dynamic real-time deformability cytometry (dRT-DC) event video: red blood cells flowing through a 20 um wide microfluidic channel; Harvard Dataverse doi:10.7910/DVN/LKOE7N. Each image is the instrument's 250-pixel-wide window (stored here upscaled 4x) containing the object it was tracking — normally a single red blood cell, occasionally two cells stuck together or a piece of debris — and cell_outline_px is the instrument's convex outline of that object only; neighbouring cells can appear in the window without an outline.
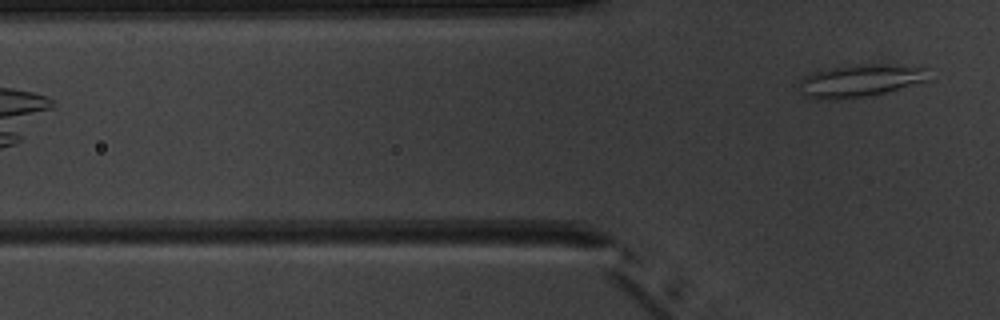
{"species": "common noctule bat (a hibernating species)", "species_latin": "Nyctalus noctula", "temperature_condition": "warm", "stored_images_in_passage": 6, "camera_frame_rate_fps": 3000, "um_per_image_px": 0.085, "animal": {"sex": "male", "body_mass_g": 20.1, "forearm_length_mm": 53.5}, "frame": {"image": 1, "passage_image": 6, "time_ms": 6.667, "image_size_px": [1000, 320], "cell_outline_px": [[928, 80], [884, 92], [864, 96], [840, 100], [816, 100], [800, 92], [800, 80], [804, 76], [812, 72], [828, 68], [864, 64], [888, 64], [928, 68]], "centroid_in_image_um": [73.06, 6.86], "position_along_channel_um": 52.7, "area_um2": 24.39}}